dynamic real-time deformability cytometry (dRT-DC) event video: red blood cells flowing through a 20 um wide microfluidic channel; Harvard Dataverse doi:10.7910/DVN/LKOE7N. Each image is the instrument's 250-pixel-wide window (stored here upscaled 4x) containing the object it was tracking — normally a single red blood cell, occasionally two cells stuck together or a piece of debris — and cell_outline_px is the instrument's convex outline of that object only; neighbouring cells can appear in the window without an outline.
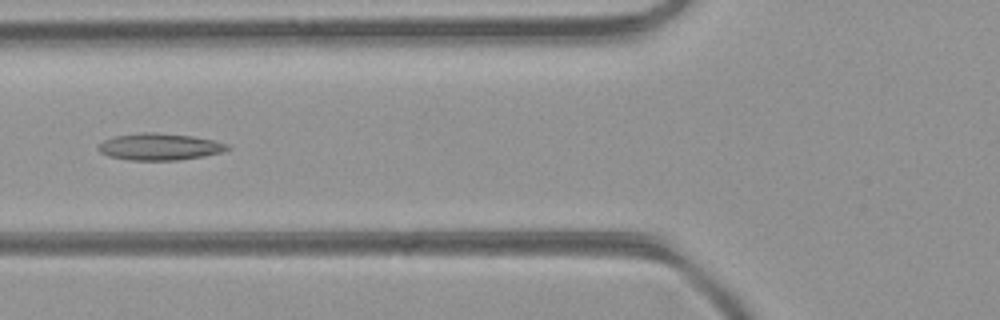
{"species": "common noctule bat (a hibernating species)", "species_latin": "Nyctalus noctula", "temperature_condition": "room temperature", "stored_images_in_passage": 42, "camera_frame_rate_fps": 3000, "um_per_image_px": 0.085, "animal": {"sex": "female", "body_mass_g": 21.9}, "frame": {"image": 1, "passage_image": 12, "time_ms": 3.667, "image_size_px": [1000, 320], "cell_outline_px": [[232, 148], [220, 152], [204, 156], [176, 160], [128, 160], [108, 156], [100, 152], [96, 148], [104, 140], [112, 136], [140, 132], [156, 132], [192, 136], [212, 140], [228, 144]], "centroid_in_image_um": [13.52, 12.46], "position_along_channel_um": 112.3, "area_um2": 20.23}}
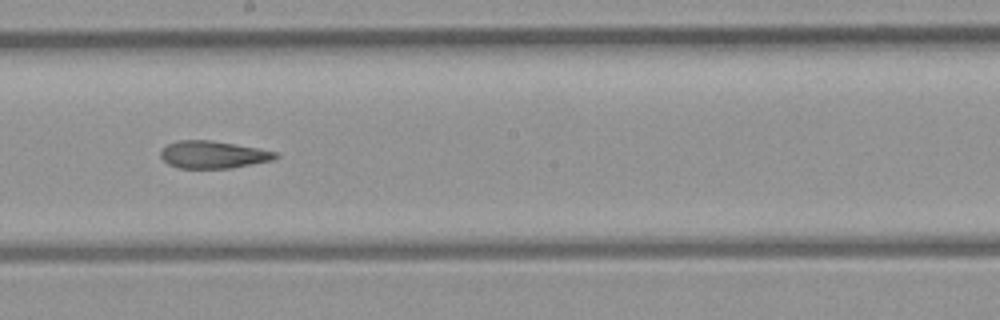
{"frame": {"image": 2, "passage_image": 20, "time_ms": 6.333, "image_size_px": [1000, 320], "cell_outline_px": [[280, 156], [272, 160], [232, 168], [176, 168], [168, 164], [160, 156], [160, 152], [168, 144], [176, 140], [212, 140], [260, 148], [276, 152]], "centroid_in_image_um": [18.12, 13.14], "position_along_channel_um": 230.1, "area_um2": 18.44}}
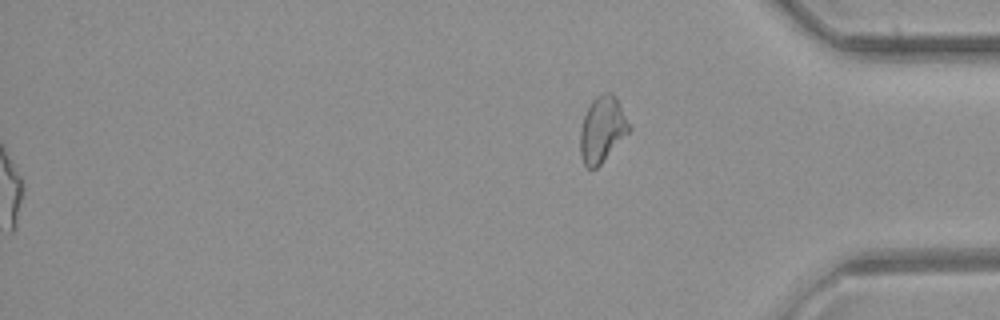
{"frame": {"image": 3, "passage_image": 42, "time_ms": 13.667, "image_size_px": [1000, 320], "cell_outline_px": [[632, 128], [600, 164], [596, 168], [588, 168], [584, 164], [580, 156], [580, 128], [584, 116], [592, 100], [596, 96], [604, 92], [612, 92], [616, 96]], "centroid_in_image_um": [51.18, 10.97], "position_along_channel_um": 384.0, "area_um2": 18.67}, "authors_computed_cell_mechanics": {"area_um2": 19.1607, "velocity_mm_per_s": 4.4042, "shape_relaxation_time_tau1_ms": null, "shape_relaxation_time_tau2_ms": 5.0795, "deformation_change_tau1": null, "deformation_change_tau2": 0.1625}}